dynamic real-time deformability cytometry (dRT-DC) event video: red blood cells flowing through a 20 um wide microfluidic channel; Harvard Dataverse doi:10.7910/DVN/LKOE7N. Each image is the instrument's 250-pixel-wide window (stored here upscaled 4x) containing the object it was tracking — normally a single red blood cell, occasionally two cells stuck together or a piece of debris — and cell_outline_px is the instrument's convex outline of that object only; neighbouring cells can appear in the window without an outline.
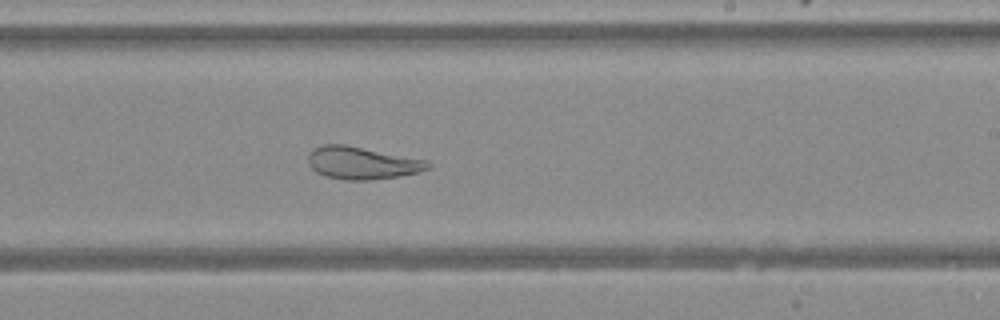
{"species": "Egyptian fruit bat (a non-hibernating species)", "species_latin": "Rousettus aegyptiacus", "temperature_condition": "warm", "stored_images_in_passage": 35, "camera_frame_rate_fps": 3000, "um_per_image_px": 0.085, "animal": {"sex": "female"}, "frame": {"image": 1, "passage_image": 15, "time_ms": 4.667, "image_size_px": [1000, 320], "cell_outline_px": [[432, 164], [428, 168], [420, 172], [400, 176], [372, 180], [344, 180], [324, 176], [316, 172], [308, 164], [308, 156], [320, 144], [344, 144], [428, 160]], "centroid_in_image_um": [30.79, 13.86], "position_along_channel_um": 258.2, "area_um2": 22.77}}
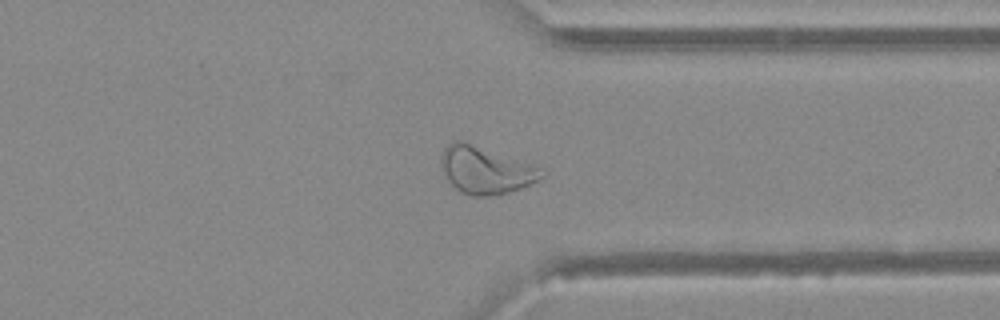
{"frame": {"image": 2, "passage_image": 23, "time_ms": 7.333, "image_size_px": [1000, 320], "cell_outline_px": [[544, 176], [520, 188], [508, 192], [492, 196], [472, 196], [460, 192], [448, 180], [444, 172], [444, 148], [452, 140], [464, 140], [540, 168]], "centroid_in_image_um": [41.25, 14.46], "position_along_channel_um": 370.1, "area_um2": 26.82}}
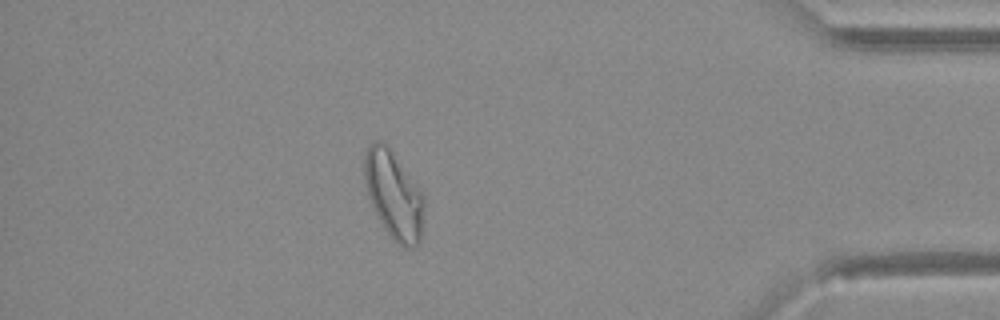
{"frame": {"image": 3, "passage_image": 28, "time_ms": 9.0, "image_size_px": [1000, 320], "cell_outline_px": [[424, 212], [420, 240], [412, 248], [404, 248], [392, 240], [384, 228], [372, 208], [368, 196], [364, 180], [364, 156], [368, 144], [376, 140], [380, 140], [388, 144], [424, 192]], "centroid_in_image_um": [33.47, 16.53], "position_along_channel_um": 401.7, "area_um2": 31.33}}